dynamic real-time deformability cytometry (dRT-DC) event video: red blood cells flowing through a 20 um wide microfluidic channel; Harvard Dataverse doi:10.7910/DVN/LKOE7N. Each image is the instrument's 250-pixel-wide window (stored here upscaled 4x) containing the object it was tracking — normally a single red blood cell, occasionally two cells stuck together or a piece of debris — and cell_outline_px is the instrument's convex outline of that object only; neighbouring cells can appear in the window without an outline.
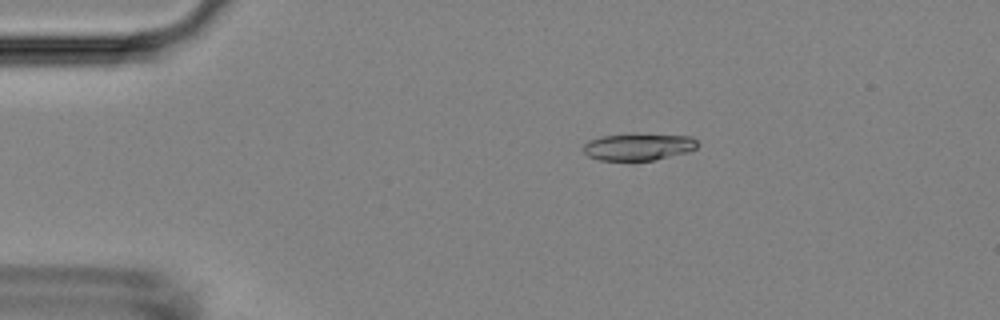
{"species": "Egyptian fruit bat (a non-hibernating species)", "species_latin": "Rousettus aegyptiacus", "temperature_condition": "room temperature", "stored_images_in_passage": 52, "camera_frame_rate_fps": 3000, "um_per_image_px": 0.085, "animal": {"sex": "female"}, "frame": {"image": 1, "passage_image": 9, "time_ms": 2.667, "image_size_px": [1000, 320], "cell_outline_px": [[696, 148], [688, 152], [656, 160], [632, 164], [600, 160], [588, 156], [584, 152], [584, 144], [588, 140], [600, 136], [632, 132], [636, 132], [692, 136], [696, 140]], "centroid_in_image_um": [54.23, 12.49], "position_along_channel_um": 30.8, "area_um2": 19.36}}
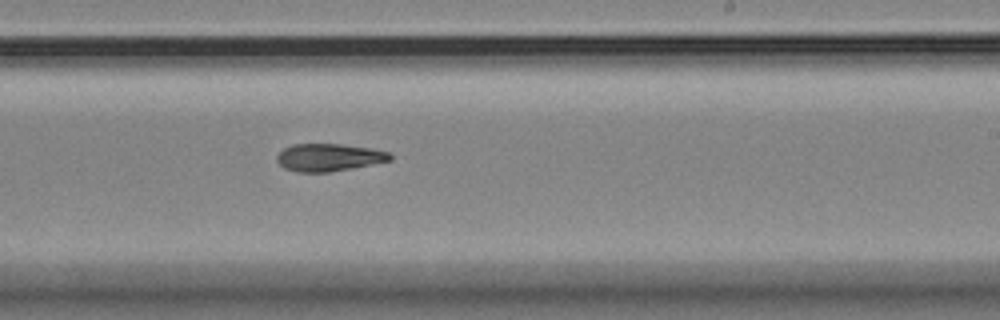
{"frame": {"image": 2, "passage_image": 31, "time_ms": 10.0, "image_size_px": [1000, 320], "cell_outline_px": [[392, 160], [352, 168], [328, 172], [296, 172], [284, 168], [276, 160], [276, 156], [284, 148], [292, 144], [340, 144], [372, 148], [388, 152], [392, 156]], "centroid_in_image_um": [27.94, 13.38], "position_along_channel_um": 261.1, "area_um2": 18.15}}
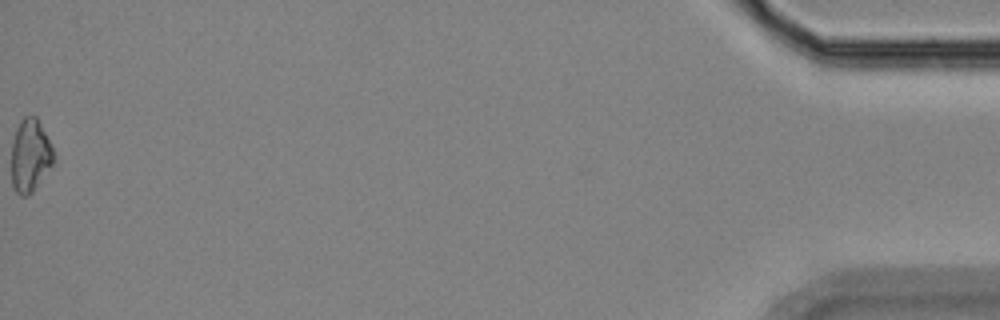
{"frame": {"image": 3, "passage_image": 52, "time_ms": 17.0, "image_size_px": [1000, 320], "cell_outline_px": [[56, 156], [52, 164], [32, 192], [28, 196], [20, 196], [16, 192], [12, 184], [12, 140], [16, 128], [20, 120], [24, 116], [36, 116]], "centroid_in_image_um": [2.55, 13.22], "position_along_channel_um": 432.7, "area_um2": 17.74}, "authors_computed_cell_mechanics": {"area_um2": 18.4382, "velocity_mm_per_s": 3.8151, "shape_relaxation_time_tau1_ms": null, "shape_relaxation_time_tau2_ms": 8.5995, "deformation_change_tau1": null, "deformation_change_tau2": 0.173}}